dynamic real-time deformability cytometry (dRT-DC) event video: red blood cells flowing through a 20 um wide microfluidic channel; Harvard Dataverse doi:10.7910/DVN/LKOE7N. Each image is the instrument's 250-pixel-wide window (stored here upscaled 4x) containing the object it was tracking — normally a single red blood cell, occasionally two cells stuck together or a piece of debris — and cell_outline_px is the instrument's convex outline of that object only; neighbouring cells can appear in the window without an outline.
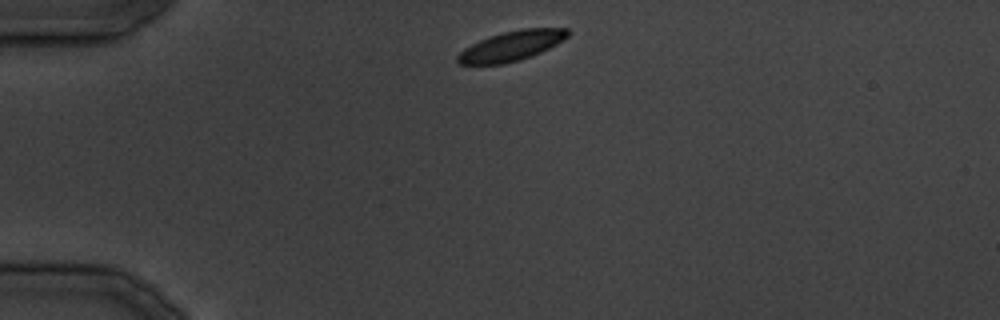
{"species": "common noctule bat (a hibernating species)", "species_latin": "Nyctalus noctula", "temperature_condition": "cold", "stored_images_in_passage": 29, "camera_frame_rate_fps": 3000, "um_per_image_px": 0.085, "animal": {"sex": "male", "body_mass_g": 19.5, "forearm_length_mm": 54.6}, "frame": {"image": 1, "passage_image": 1, "time_ms": 0.0, "image_size_px": [1000, 320], "cell_outline_px": [[568, 36], [556, 44], [532, 56], [520, 60], [504, 64], [456, 64], [456, 56], [464, 48], [488, 36], [504, 32], [524, 28], [568, 28]], "centroid_in_image_um": [43.44, 3.91], "position_along_channel_um": 41.6, "area_um2": 19.07}}
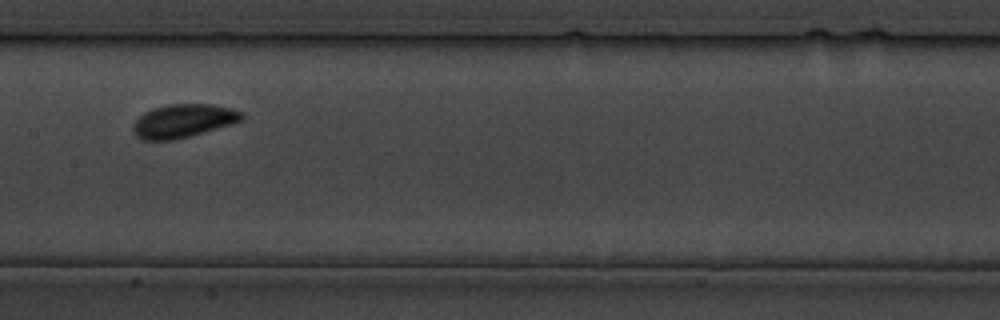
{"frame": {"image": 2, "passage_image": 11, "time_ms": 12.333, "image_size_px": [1000, 320], "cell_outline_px": [[244, 120], [232, 124], [188, 136], [172, 140], [144, 140], [136, 136], [132, 132], [132, 124], [144, 112], [156, 108], [172, 104], [212, 104], [228, 108], [240, 112], [244, 116]], "centroid_in_image_um": [15.55, 10.28], "position_along_channel_um": 191.9, "area_um2": 20.87}}
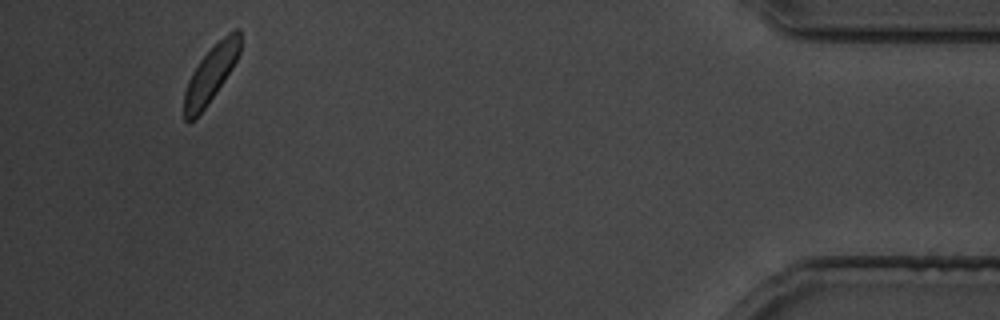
{"frame": {"image": 3, "passage_image": 27, "time_ms": 31.333, "image_size_px": [1000, 320], "cell_outline_px": [[240, 52], [232, 68], [216, 92], [204, 108], [188, 124], [184, 120], [184, 92], [188, 80], [192, 72], [200, 60], [228, 32], [236, 28], [240, 28]], "centroid_in_image_um": [17.91, 6.29], "position_along_channel_um": 417.3, "area_um2": 17.98}}